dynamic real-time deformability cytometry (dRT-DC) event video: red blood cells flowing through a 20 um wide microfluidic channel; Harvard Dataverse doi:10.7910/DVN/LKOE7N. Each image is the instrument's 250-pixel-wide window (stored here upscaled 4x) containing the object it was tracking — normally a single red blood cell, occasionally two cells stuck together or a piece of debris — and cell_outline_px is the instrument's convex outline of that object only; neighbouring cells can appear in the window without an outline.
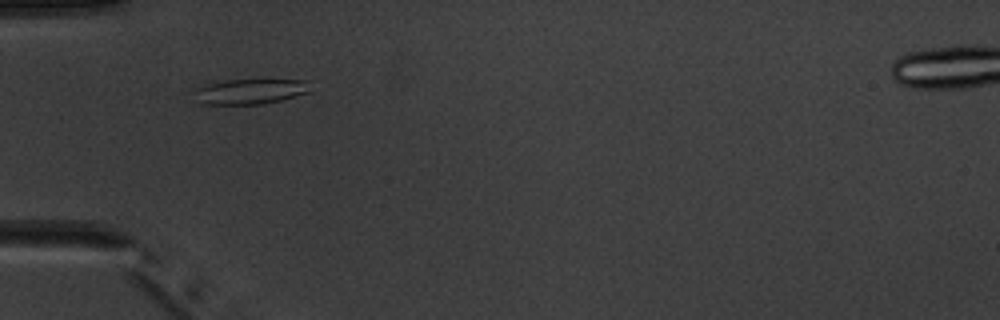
{"species": "common noctule bat (a hibernating species)", "species_latin": "Nyctalus noctula", "temperature_condition": "warm", "stored_images_in_passage": 3, "camera_frame_rate_fps": 3000, "um_per_image_px": 0.085, "animal": {"sex": "male", "body_mass_g": 20.1, "forearm_length_mm": 53.5}, "frame": {"image": 1, "passage_image": 1, "time_ms": 0.0, "image_size_px": [1000, 320], "cell_outline_px": [[308, 92], [280, 100], [260, 104], [204, 104], [200, 100], [196, 88], [208, 84], [228, 80], [256, 76], [308, 80]], "centroid_in_image_um": [21.38, 7.7], "position_along_channel_um": 63.6, "area_um2": 17.51}}
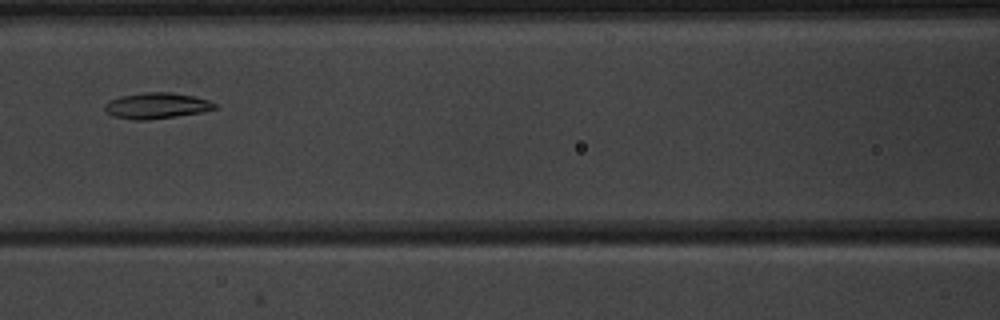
{"frame": {"image": 2, "passage_image": 3, "time_ms": 2.333, "image_size_px": [1000, 320], "cell_outline_px": [[220, 108], [204, 112], [148, 120], [132, 120], [112, 116], [104, 108], [104, 104], [108, 100], [120, 96], [144, 92], [172, 92], [192, 96], [208, 100], [220, 104]], "centroid_in_image_um": [13.35, 8.98], "position_along_channel_um": 153.3, "area_um2": 16.94}}